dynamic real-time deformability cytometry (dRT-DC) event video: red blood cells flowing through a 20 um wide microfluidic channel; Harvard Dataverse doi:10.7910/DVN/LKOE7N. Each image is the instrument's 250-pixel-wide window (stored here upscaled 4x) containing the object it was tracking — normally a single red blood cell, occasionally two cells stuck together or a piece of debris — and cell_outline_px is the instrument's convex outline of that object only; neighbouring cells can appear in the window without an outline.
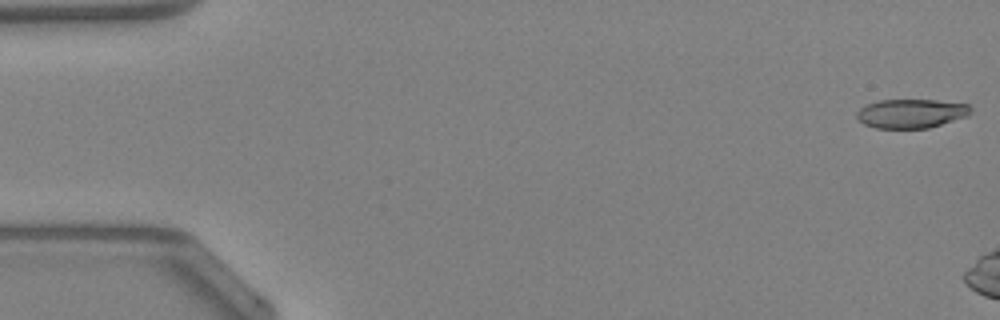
{"species": "Egyptian fruit bat (a non-hibernating species)", "species_latin": "Rousettus aegyptiacus", "temperature_condition": "warm", "stored_images_in_passage": 10, "camera_frame_rate_fps": 3000, "um_per_image_px": 0.085, "animal": {"sex": "female"}, "frame": {"image": 1, "passage_image": 1, "time_ms": 0.0, "image_size_px": [1000, 320], "cell_outline_px": [[972, 112], [968, 116], [928, 128], [876, 128], [864, 124], [856, 116], [856, 112], [860, 108], [868, 104], [880, 100], [936, 100], [968, 104], [972, 108]], "centroid_in_image_um": [77.47, 9.64], "position_along_channel_um": 7.5, "area_um2": 19.25}}